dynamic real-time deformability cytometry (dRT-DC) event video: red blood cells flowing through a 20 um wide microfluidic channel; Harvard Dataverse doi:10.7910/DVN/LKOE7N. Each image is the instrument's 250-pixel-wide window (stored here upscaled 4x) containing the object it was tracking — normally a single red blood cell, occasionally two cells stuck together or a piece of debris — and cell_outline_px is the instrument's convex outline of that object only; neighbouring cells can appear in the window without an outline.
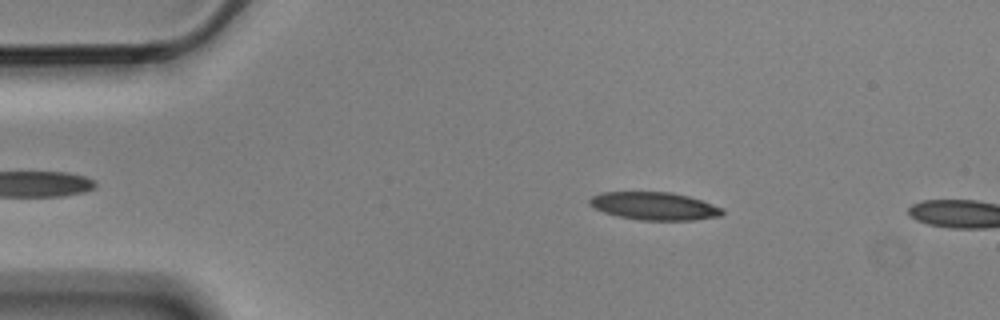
{"species": "Egyptian fruit bat (a non-hibernating species)", "species_latin": "Rousettus aegyptiacus", "temperature_condition": "cold", "stored_images_in_passage": 3, "camera_frame_rate_fps": 3000, "um_per_image_px": 0.085, "animal": {"sex": "male"}, "frame": {"image": 1, "passage_image": 2, "time_ms": 0.333, "image_size_px": [1000, 320], "cell_outline_px": [[724, 212], [720, 216], [692, 220], [640, 220], [616, 216], [604, 212], [588, 204], [588, 200], [592, 196], [600, 192], [672, 192], [688, 196], [724, 208]], "centroid_in_image_um": [55.6, 17.51], "position_along_channel_um": 29.4, "area_um2": 21.56}}